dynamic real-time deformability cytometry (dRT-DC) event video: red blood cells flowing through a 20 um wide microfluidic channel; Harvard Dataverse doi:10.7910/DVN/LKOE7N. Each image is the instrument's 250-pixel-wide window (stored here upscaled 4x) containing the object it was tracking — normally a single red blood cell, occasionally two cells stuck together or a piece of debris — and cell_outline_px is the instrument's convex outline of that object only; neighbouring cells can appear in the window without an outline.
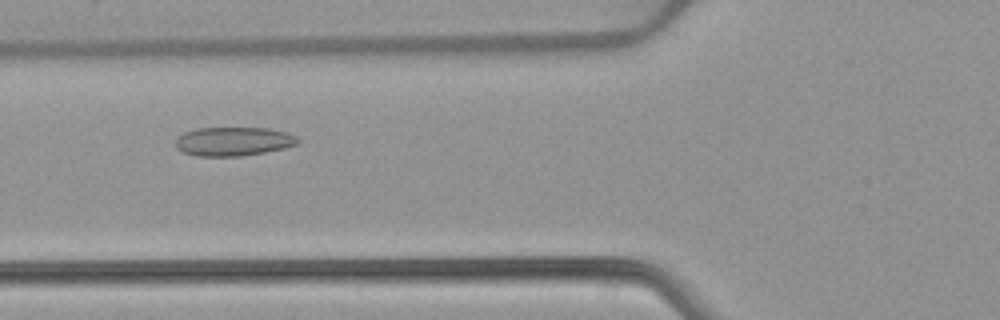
{"species": "common noctule bat (a hibernating species)", "species_latin": "Nyctalus noctula", "temperature_condition": "warm", "stored_images_in_passage": 47, "camera_frame_rate_fps": 3000, "um_per_image_px": 0.085, "animal": {"sex": "female", "body_mass_g": 22.7, "forearm_length_mm": 54.2}, "frame": {"image": 1, "passage_image": 14, "time_ms": 4.333, "image_size_px": [1000, 320], "cell_outline_px": [[300, 144], [284, 148], [264, 152], [240, 156], [196, 156], [184, 152], [176, 148], [176, 140], [184, 132], [196, 128], [268, 128], [288, 132], [296, 136], [300, 140]], "centroid_in_image_um": [19.88, 12.01], "position_along_channel_um": 105.9, "area_um2": 20.63}}
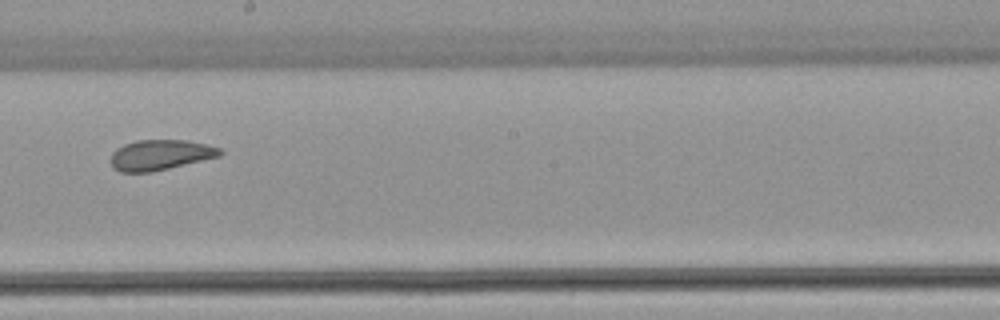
{"frame": {"image": 2, "passage_image": 24, "time_ms": 7.667, "image_size_px": [1000, 320], "cell_outline_px": [[224, 152], [220, 156], [152, 172], [120, 172], [112, 168], [108, 160], [112, 152], [116, 148], [124, 144], [136, 140], [188, 140], [220, 148]], "centroid_in_image_um": [13.56, 13.17], "position_along_channel_um": 234.6, "area_um2": 19.54}}
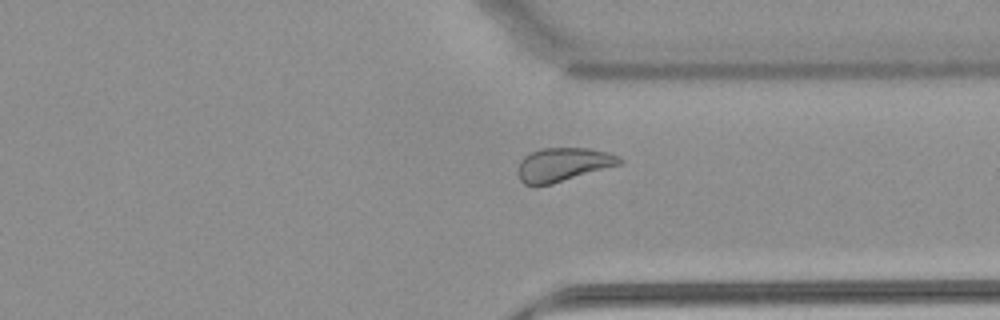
{"frame": {"image": 3, "passage_image": 34, "time_ms": 11.0, "image_size_px": [1000, 320], "cell_outline_px": [[624, 160], [620, 164], [552, 184], [524, 184], [520, 180], [516, 172], [520, 160], [524, 156], [540, 148], [588, 148], [608, 152], [620, 156]], "centroid_in_image_um": [47.85, 13.97], "position_along_channel_um": 363.5, "area_um2": 19.88}, "authors_computed_cell_mechanics": {"area_um2": 21.0392, "velocity_mm_per_s": 3.8601, "shape_relaxation_time_tau1_ms": 8.4994, "shape_relaxation_time_tau2_ms": 2.0854, "deformation_change_tau1": 0.1295, "deformation_change_tau2": 0.0662}}